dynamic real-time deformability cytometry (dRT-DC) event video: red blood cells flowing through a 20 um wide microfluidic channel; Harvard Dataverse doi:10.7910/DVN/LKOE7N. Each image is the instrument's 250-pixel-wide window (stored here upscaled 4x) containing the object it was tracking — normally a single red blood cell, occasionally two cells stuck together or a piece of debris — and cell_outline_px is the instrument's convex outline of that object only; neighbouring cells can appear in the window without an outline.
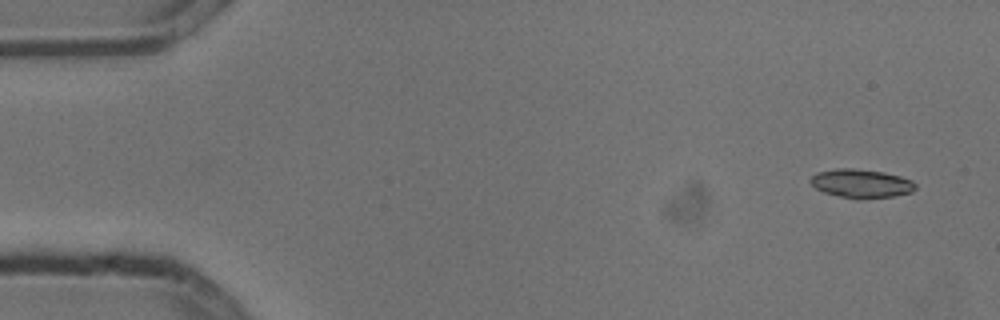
{"species": "common noctule bat (a hibernating species)", "species_latin": "Nyctalus noctula", "temperature_condition": "cold", "stored_images_in_passage": 5, "camera_frame_rate_fps": 3000, "um_per_image_px": 0.085, "animal": {"sex": "male", "body_mass_g": 13.3}, "frame": {"image": 1, "passage_image": 1, "time_ms": 0.0, "image_size_px": [1000, 320], "cell_outline_px": [[916, 188], [912, 192], [896, 196], [860, 200], [856, 200], [824, 192], [816, 188], [808, 180], [816, 172], [836, 168], [852, 168], [884, 172], [900, 176], [912, 180], [916, 184]], "centroid_in_image_um": [73.22, 15.61], "position_along_channel_um": 11.8, "area_um2": 17.86}}
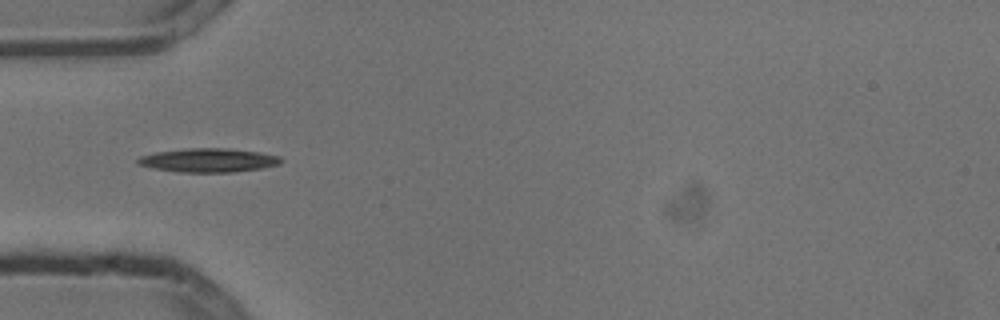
{"frame": {"image": 2, "passage_image": 5, "time_ms": 1.333, "image_size_px": [1000, 320], "cell_outline_px": [[284, 160], [280, 164], [260, 168], [232, 172], [180, 172], [152, 168], [136, 164], [136, 160], [140, 156], [156, 152], [188, 148], [228, 148], [260, 152], [280, 156]], "centroid_in_image_um": [17.71, 13.61], "position_along_channel_um": 67.3, "area_um2": 19.94}}